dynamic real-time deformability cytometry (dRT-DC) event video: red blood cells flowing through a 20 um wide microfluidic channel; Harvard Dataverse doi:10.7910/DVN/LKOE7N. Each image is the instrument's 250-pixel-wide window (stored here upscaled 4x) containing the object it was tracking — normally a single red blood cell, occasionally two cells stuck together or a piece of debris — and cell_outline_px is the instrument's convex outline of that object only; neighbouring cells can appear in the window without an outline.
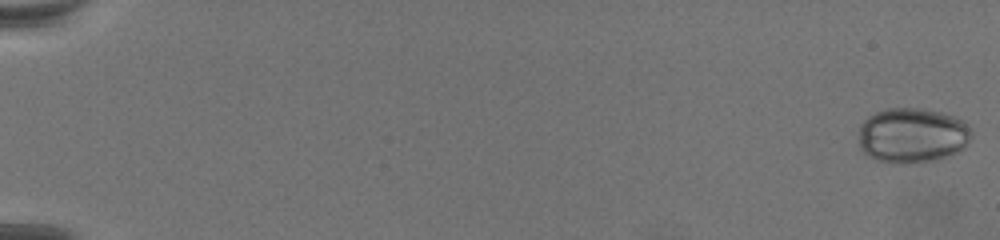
{"species": "common noctule bat (a hibernating species)", "species_latin": "Nyctalus noctula", "temperature_condition": "warm", "stored_images_in_passage": 71, "camera_frame_rate_fps": 3000, "um_per_image_px": 0.085, "animal": {"sex": "female", "body_mass_g": 19.5, "forearm_length_mm": 54.1}, "frame": {"image": 1, "passage_image": 1, "time_ms": 0.0, "image_size_px": [1000, 240], "cell_outline_px": [[972, 136], [968, 144], [964, 148], [956, 152], [944, 156], [928, 160], [904, 164], [892, 164], [876, 160], [868, 156], [860, 148], [860, 124], [868, 116], [876, 112], [888, 108], [916, 108], [940, 112], [964, 120], [972, 128]], "centroid_in_image_um": [77.55, 11.5], "position_along_channel_um": 7.5, "area_um2": 36.24}}
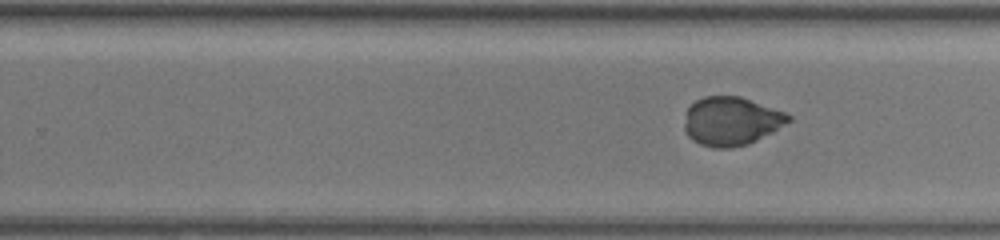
{"frame": {"image": 2, "passage_image": 47, "time_ms": 15.333, "image_size_px": [1000, 240], "cell_outline_px": [[792, 120], [772, 132], [748, 144], [732, 148], [712, 148], [700, 144], [692, 140], [684, 132], [684, 124], [688, 108], [696, 100], [704, 96], [740, 96], [784, 112], [792, 116]], "centroid_in_image_um": [62.14, 10.31], "position_along_channel_um": 267.7, "area_um2": 29.48}}
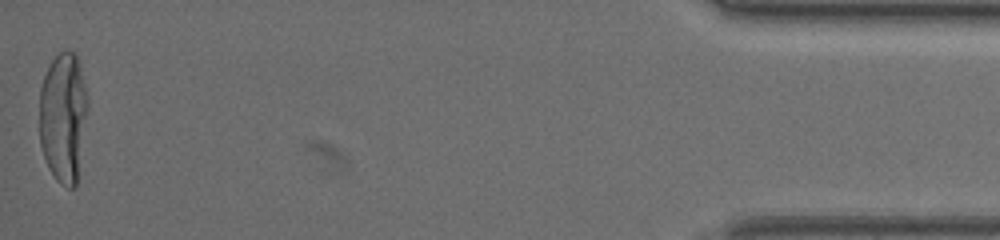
{"frame": {"image": 3, "passage_image": 71, "time_ms": 23.333, "image_size_px": [1000, 240], "cell_outline_px": [[88, 108], [76, 184], [72, 188], [68, 188], [60, 184], [56, 180], [48, 168], [40, 144], [40, 88], [44, 76], [52, 60], [60, 52], [76, 52], [88, 100]], "centroid_in_image_um": [5.37, 9.98], "position_along_channel_um": 429.8, "area_um2": 36.41}}